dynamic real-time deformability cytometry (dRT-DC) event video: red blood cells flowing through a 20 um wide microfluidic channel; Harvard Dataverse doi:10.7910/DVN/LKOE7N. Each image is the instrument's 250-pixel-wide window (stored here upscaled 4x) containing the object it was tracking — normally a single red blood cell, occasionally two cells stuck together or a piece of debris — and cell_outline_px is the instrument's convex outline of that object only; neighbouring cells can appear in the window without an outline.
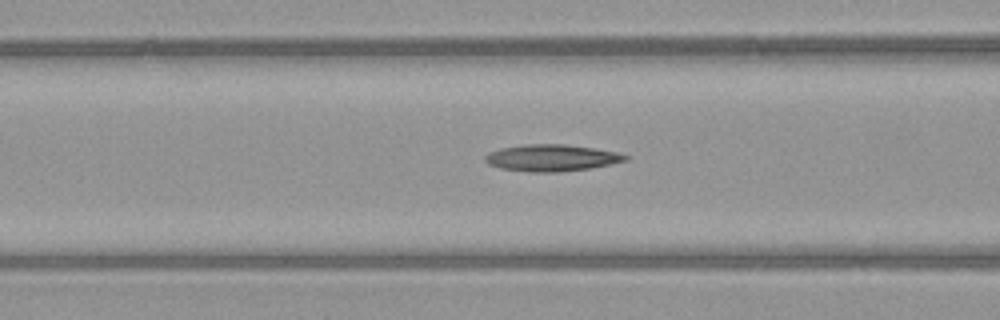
{"species": "common noctule bat (a hibernating species)", "species_latin": "Nyctalus noctula", "temperature_condition": "warm", "stored_images_in_passage": 24, "camera_frame_rate_fps": 3000, "um_per_image_px": 0.085, "animal": {"sex": "female", "body_mass_g": 21.9}, "frame": {"image": 1, "passage_image": 4, "time_ms": 1.0, "image_size_px": [1000, 320], "cell_outline_px": [[628, 160], [592, 168], [556, 172], [528, 172], [500, 168], [488, 164], [484, 160], [484, 156], [488, 152], [500, 148], [524, 144], [564, 144], [596, 148], [620, 152], [628, 156]], "centroid_in_image_um": [46.88, 13.41], "position_along_channel_um": 119.7, "area_um2": 22.08}}
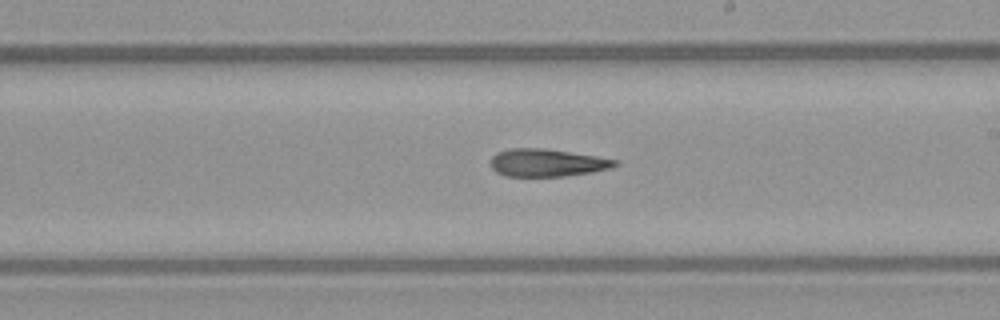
{"frame": {"image": 2, "passage_image": 13, "time_ms": 4.0, "image_size_px": [1000, 320], "cell_outline_px": [[620, 164], [612, 168], [592, 172], [564, 176], [504, 176], [496, 172], [492, 168], [492, 156], [496, 152], [512, 148], [544, 148], [596, 156], [620, 160]], "centroid_in_image_um": [46.54, 13.83], "position_along_channel_um": 242.5, "area_um2": 20.11}}
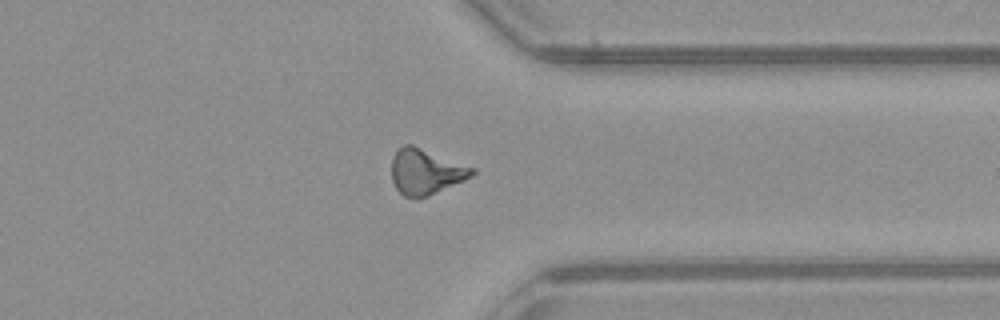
{"frame": {"image": 3, "passage_image": 23, "time_ms": 7.333, "image_size_px": [1000, 320], "cell_outline_px": [[476, 172], [472, 176], [464, 180], [428, 196], [416, 200], [404, 196], [396, 188], [392, 180], [392, 156], [396, 148], [404, 144], [412, 144], [476, 168]], "centroid_in_image_um": [36.17, 14.59], "position_along_channel_um": 375.2, "area_um2": 21.68}}